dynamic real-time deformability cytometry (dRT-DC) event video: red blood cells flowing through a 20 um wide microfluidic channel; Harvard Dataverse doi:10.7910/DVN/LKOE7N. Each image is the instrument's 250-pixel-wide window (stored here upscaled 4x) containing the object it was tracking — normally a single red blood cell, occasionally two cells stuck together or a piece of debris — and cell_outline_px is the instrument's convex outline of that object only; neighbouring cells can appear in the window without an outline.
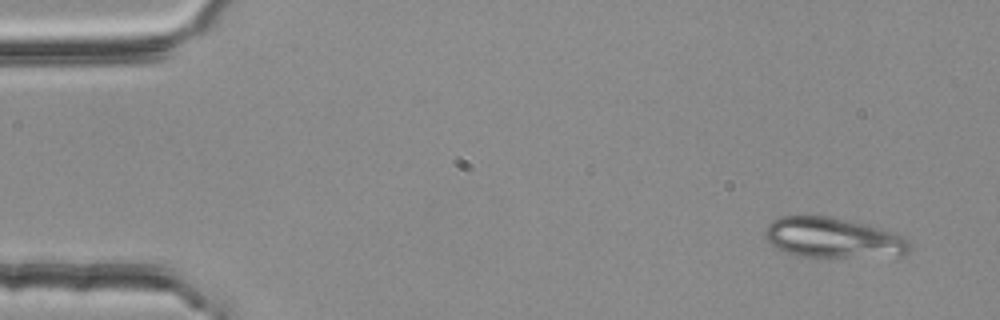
{"species": "common noctule bat (a hibernating species)", "species_latin": "Nyctalus noctula", "temperature_condition": "room temperature", "stored_images_in_passage": 3, "camera_frame_rate_fps": 3000, "um_per_image_px": 0.085, "animal": {"sex": "female", "body_mass_g": 25.1}, "frame": {"image": 1, "passage_image": 1, "time_ms": 0.0, "image_size_px": [1000, 320], "cell_outline_px": [[912, 248], [908, 252], [824, 260], [820, 260], [796, 256], [776, 248], [764, 236], [764, 228], [772, 220], [780, 216], [832, 216], [896, 232], [908, 240]], "centroid_in_image_um": [70.72, 20.23], "position_along_channel_um": 14.3, "area_um2": 34.45}}